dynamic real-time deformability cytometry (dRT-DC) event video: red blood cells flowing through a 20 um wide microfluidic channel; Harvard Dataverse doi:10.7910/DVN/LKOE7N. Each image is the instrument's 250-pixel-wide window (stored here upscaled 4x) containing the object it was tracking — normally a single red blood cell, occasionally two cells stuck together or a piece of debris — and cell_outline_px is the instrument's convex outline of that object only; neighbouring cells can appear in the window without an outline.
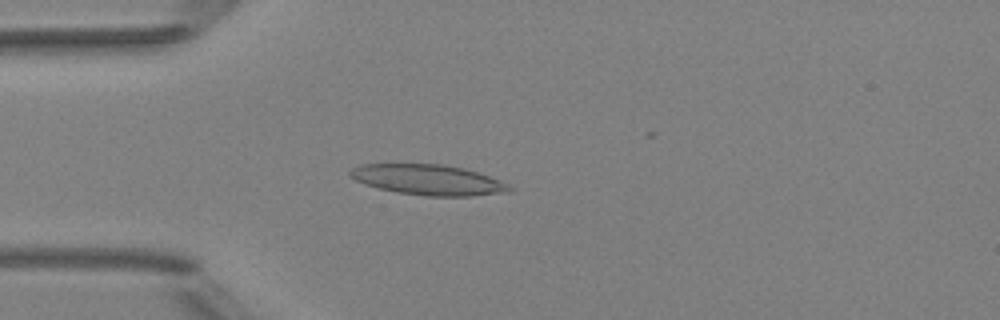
{"species": "Egyptian fruit bat (a non-hibernating species)", "species_latin": "Rousettus aegyptiacus", "temperature_condition": "room temperature", "stored_images_in_passage": 3, "camera_frame_rate_fps": 3000, "um_per_image_px": 0.085, "animal": {"sex": "female"}, "frame": {"image": 1, "passage_image": 3, "time_ms": 2.0, "image_size_px": [1000, 320], "cell_outline_px": [[516, 188], [512, 192], [472, 196], [424, 196], [396, 192], [364, 184], [348, 176], [348, 172], [352, 168], [360, 164], [444, 164], [464, 168], [500, 180]], "centroid_in_image_um": [36.42, 15.29], "position_along_channel_um": 48.6, "area_um2": 28.5}}